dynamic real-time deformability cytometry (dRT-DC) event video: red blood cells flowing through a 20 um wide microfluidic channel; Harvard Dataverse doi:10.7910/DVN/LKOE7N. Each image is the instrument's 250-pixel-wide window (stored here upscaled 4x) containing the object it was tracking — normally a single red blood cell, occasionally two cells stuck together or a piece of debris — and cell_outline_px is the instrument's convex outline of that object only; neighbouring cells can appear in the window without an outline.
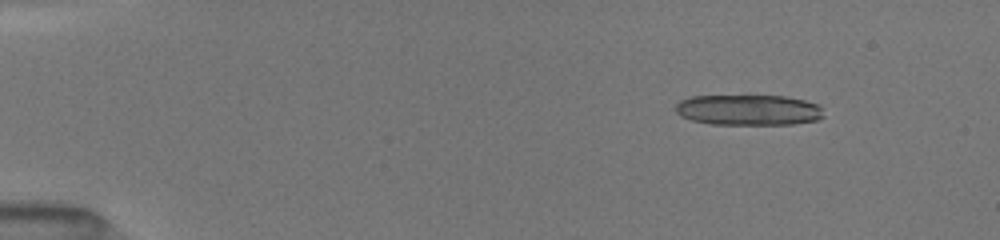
{"species": "common noctule bat (a hibernating species)", "species_latin": "Nyctalus noctula", "temperature_condition": "room temperature", "stored_images_in_passage": 51, "camera_frame_rate_fps": 3000, "um_per_image_px": 0.085, "animal": {"sex": "female", "body_mass_g": 19.5, "forearm_length_mm": 54.1}, "frame": {"image": 1, "passage_image": 7, "time_ms": 2.0, "image_size_px": [1000, 240], "cell_outline_px": [[824, 116], [816, 120], [792, 124], [712, 124], [692, 120], [680, 116], [676, 112], [676, 104], [680, 100], [692, 96], [784, 96], [804, 100], [820, 104]], "centroid_in_image_um": [63.63, 9.34], "position_along_channel_um": 21.4, "area_um2": 26.41}, "authors_computed_cell_mechanics": {"area_um2": 16.4152, "velocity_mm_per_s": 4.0722, "shape_relaxation_time_tau1_ms": 8.0244, "shape_relaxation_time_tau2_ms": 3.4042, "deformation_change_tau1": 0.2303, "deformation_change_tau2": 0.0976}}